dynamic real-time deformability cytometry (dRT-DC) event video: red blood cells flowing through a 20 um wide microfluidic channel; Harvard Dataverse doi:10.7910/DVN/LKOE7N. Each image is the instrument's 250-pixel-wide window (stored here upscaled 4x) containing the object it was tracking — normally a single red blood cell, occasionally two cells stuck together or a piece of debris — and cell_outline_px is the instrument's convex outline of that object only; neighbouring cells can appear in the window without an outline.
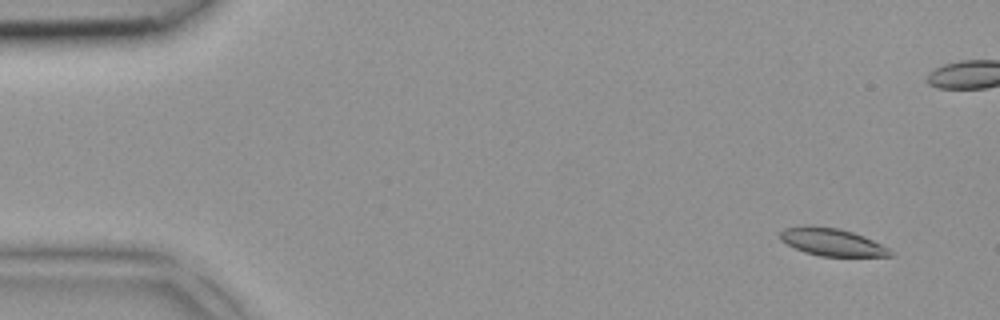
{"species": "common noctule bat (a hibernating species)", "species_latin": "Nyctalus noctula", "temperature_condition": "room temperature", "stored_images_in_passage": 4, "camera_frame_rate_fps": 3000, "um_per_image_px": 0.085, "animal": {"sex": "female", "body_mass_g": 18.4}, "frame": {"image": 1, "passage_image": 4, "time_ms": 1.0, "image_size_px": [1000, 320], "cell_outline_px": [[892, 256], [820, 256], [804, 252], [780, 240], [780, 232], [784, 228], [804, 224], [812, 224], [840, 228], [864, 236], [888, 248], [892, 252]], "centroid_in_image_um": [70.66, 20.54], "position_along_channel_um": 14.3, "area_um2": 17.8}}